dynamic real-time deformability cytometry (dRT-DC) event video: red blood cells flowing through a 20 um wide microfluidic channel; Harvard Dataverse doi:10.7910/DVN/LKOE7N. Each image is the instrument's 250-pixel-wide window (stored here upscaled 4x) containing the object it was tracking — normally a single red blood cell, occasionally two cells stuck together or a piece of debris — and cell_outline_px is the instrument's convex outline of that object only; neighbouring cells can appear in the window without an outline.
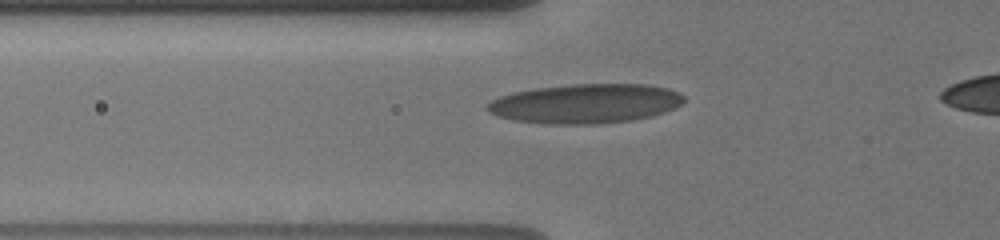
{"species": "human", "species_latin": "Homo sapiens", "temperature_condition": "cold", "stored_images_in_passage": 52, "camera_frame_rate_fps": 3000, "um_per_image_px": 0.085, "donor": {"sex": "male"}, "frame": {"image": 1, "passage_image": 11, "time_ms": 4.333, "image_size_px": [1000, 240], "cell_outline_px": [[684, 100], [680, 104], [664, 112], [652, 116], [632, 120], [596, 124], [544, 124], [512, 120], [496, 116], [488, 112], [484, 108], [492, 100], [500, 96], [512, 92], [536, 88], [572, 84], [644, 84], [668, 88], [680, 92], [684, 96]], "centroid_in_image_um": [49.73, 8.81], "position_along_channel_um": 76.1, "area_um2": 45.37}}
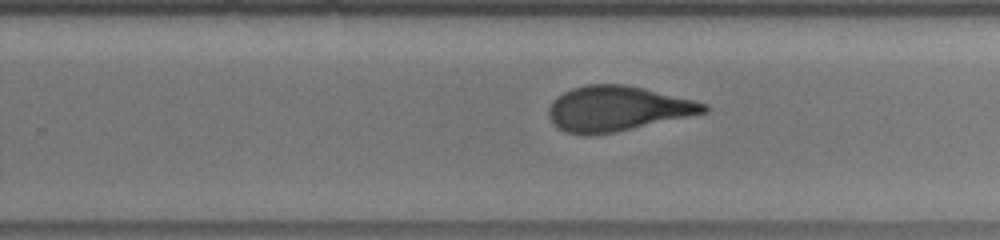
{"frame": {"image": 2, "passage_image": 32, "time_ms": 9.667, "image_size_px": [1000, 240], "cell_outline_px": [[708, 112], [632, 128], [612, 132], [588, 136], [568, 132], [552, 124], [548, 116], [548, 108], [552, 100], [556, 96], [572, 88], [584, 84], [624, 84], [644, 88], [708, 104]], "centroid_in_image_um": [52.41, 9.22], "position_along_channel_um": 277.4, "area_um2": 40.52}}
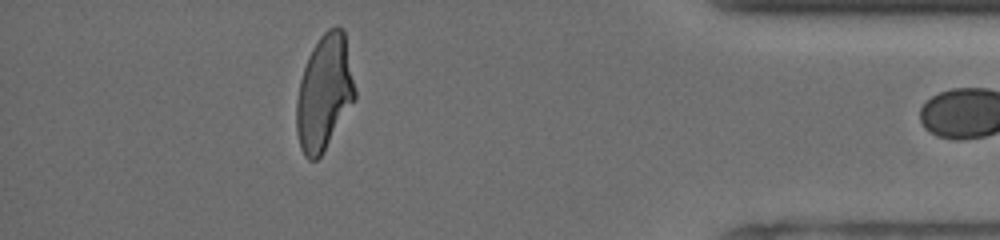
{"frame": {"image": 3, "passage_image": 50, "time_ms": 14.0, "image_size_px": [1000, 240], "cell_outline_px": [[356, 100], [320, 156], [316, 160], [308, 160], [304, 156], [300, 148], [296, 132], [296, 100], [300, 80], [308, 56], [312, 48], [320, 36], [328, 28], [336, 24], [344, 28], [356, 92]], "centroid_in_image_um": [27.57, 7.86], "position_along_channel_um": 407.6, "area_um2": 39.59}}